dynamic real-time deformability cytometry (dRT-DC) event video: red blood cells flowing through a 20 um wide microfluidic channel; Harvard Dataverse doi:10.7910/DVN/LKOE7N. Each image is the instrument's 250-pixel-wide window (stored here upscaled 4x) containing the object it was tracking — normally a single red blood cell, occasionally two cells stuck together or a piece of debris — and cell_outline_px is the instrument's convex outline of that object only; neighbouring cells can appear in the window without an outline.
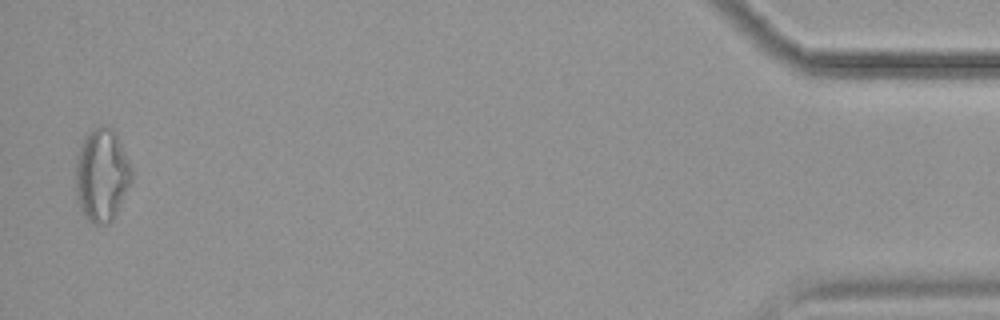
{"species": "common noctule bat (a hibernating species)", "species_latin": "Nyctalus noctula", "temperature_condition": "cold", "stored_images_in_passage": 13, "camera_frame_rate_fps": 3000, "um_per_image_px": 0.085, "animal": {"sex": "female", "body_mass_g": 19.9}, "frame": {"image": 1, "passage_image": 13, "time_ms": 15.667, "image_size_px": [1000, 320], "cell_outline_px": [[132, 180], [112, 220], [104, 224], [92, 224], [80, 208], [76, 192], [76, 160], [84, 136], [92, 128], [100, 124], [104, 124], [112, 128], [116, 132], [132, 168]], "centroid_in_image_um": [8.66, 14.82], "position_along_channel_um": 426.5, "area_um2": 30.23}, "authors_computed_cell_mechanics": {"area_um2": 20.2878, "velocity_mm_per_s": 3.4879, "shape_relaxation_time_tau1_ms": 2.5686, "shape_relaxation_time_tau2_ms": 4.0418, "deformation_change_tau1": 0.0462, "deformation_change_tau2": 0.0685}}